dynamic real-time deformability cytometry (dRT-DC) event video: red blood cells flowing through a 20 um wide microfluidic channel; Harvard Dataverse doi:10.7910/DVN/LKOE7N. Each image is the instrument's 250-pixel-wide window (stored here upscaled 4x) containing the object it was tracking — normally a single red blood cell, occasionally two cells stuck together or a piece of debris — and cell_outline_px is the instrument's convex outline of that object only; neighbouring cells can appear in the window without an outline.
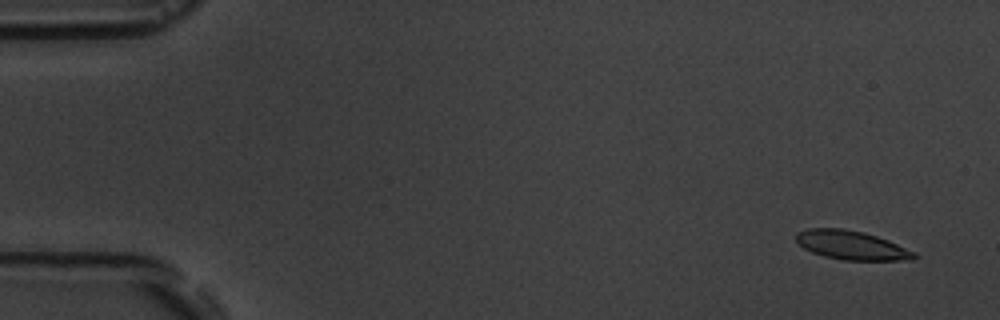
{"species": "common noctule bat (a hibernating species)", "species_latin": "Nyctalus noctula", "temperature_condition": "room temperature", "stored_images_in_passage": 6, "segment_of_instrument_passage": [1, 2], "camera_frame_rate_fps": 3000, "um_per_image_px": 0.085, "animal": {"sex": "male", "body_mass_g": 19.5, "forearm_length_mm": 54.6}, "frame": {"image": 1, "passage_image": 1, "time_ms": 0.0, "image_size_px": [1000, 320], "cell_outline_px": [[916, 256], [912, 260], [840, 260], [824, 256], [812, 252], [804, 248], [796, 240], [796, 232], [808, 228], [844, 228], [864, 232], [888, 240], [916, 252]], "centroid_in_image_um": [72.37, 20.84], "position_along_channel_um": 12.6, "area_um2": 19.94}}
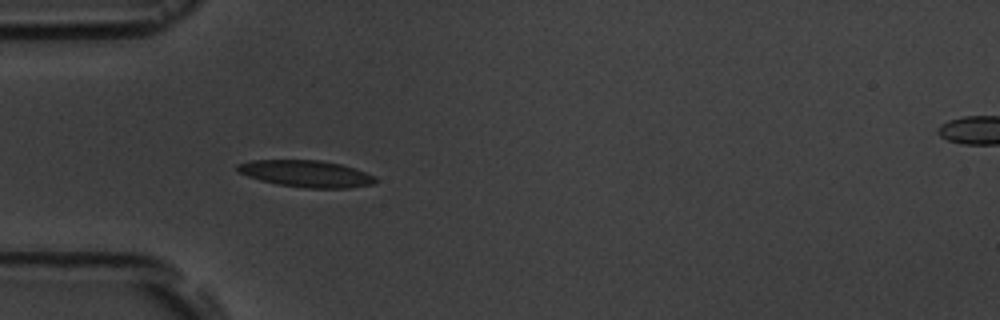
{"frame": {"image": 2, "passage_image": 5, "time_ms": 4.667, "image_size_px": [1000, 320], "cell_outline_px": [[376, 180], [372, 184], [348, 188], [304, 188], [276, 184], [260, 180], [248, 176], [240, 172], [236, 168], [236, 164], [252, 160], [320, 160], [340, 164], [376, 176]], "centroid_in_image_um": [26.0, 14.76], "position_along_channel_um": 59.0, "area_um2": 21.39}}